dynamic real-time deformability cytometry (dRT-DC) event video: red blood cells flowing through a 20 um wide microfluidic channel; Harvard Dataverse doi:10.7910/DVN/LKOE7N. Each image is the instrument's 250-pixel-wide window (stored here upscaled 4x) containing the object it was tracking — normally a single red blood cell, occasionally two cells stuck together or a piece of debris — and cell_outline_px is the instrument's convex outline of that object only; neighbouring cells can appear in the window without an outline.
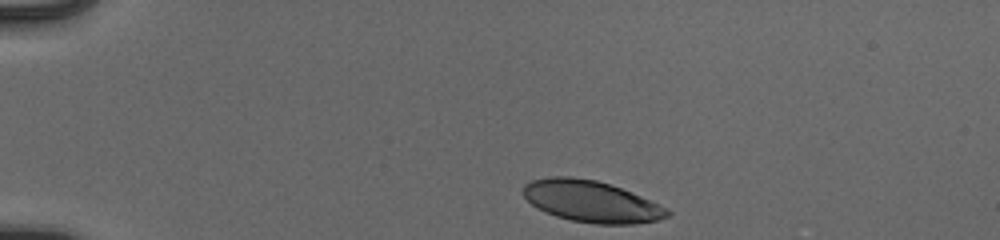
{"species": "human", "species_latin": "Homo sapiens", "temperature_condition": "cold", "stored_images_in_passage": 37, "camera_frame_rate_fps": 3000, "um_per_image_px": 0.085, "donor": {"sex": "male"}, "frame": {"image": 1, "passage_image": 1, "time_ms": 0.0, "image_size_px": [1000, 240], "cell_outline_px": [[672, 212], [668, 216], [660, 220], [632, 224], [596, 224], [572, 220], [556, 216], [532, 204], [524, 196], [524, 184], [532, 180], [552, 176], [568, 176], [596, 180], [632, 192], [668, 208]], "centroid_in_image_um": [50.3, 17.12], "position_along_channel_um": 34.7, "area_um2": 34.56}}
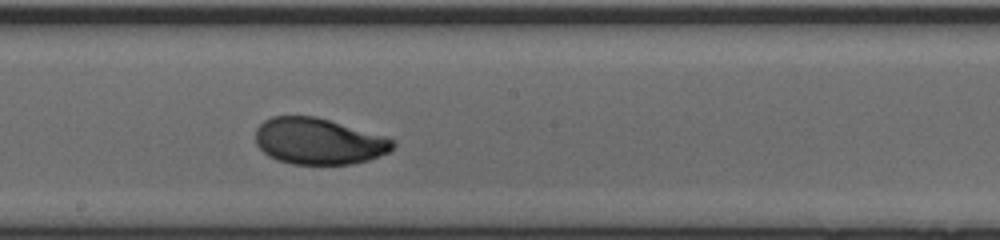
{"frame": {"image": 2, "passage_image": 21, "time_ms": 6.667, "image_size_px": [1000, 240], "cell_outline_px": [[396, 144], [388, 152], [368, 160], [352, 164], [292, 164], [276, 160], [268, 156], [256, 144], [256, 128], [264, 120], [272, 116], [316, 116], [384, 136], [396, 140]], "centroid_in_image_um": [27.06, 12.01], "position_along_channel_um": 221.1, "area_um2": 37.05}}
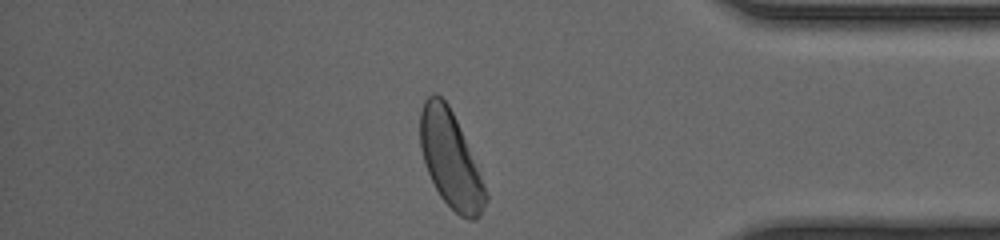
{"frame": {"image": 3, "passage_image": 36, "time_ms": 11.667, "image_size_px": [1000, 240], "cell_outline_px": [[488, 200], [480, 216], [472, 220], [468, 220], [460, 216], [440, 196], [424, 164], [420, 148], [420, 112], [424, 100], [432, 92], [436, 92], [448, 104], [456, 120], [480, 176], [488, 196]], "centroid_in_image_um": [38.26, 13.55], "position_along_channel_um": 396.9, "area_um2": 36.01}, "authors_computed_cell_mechanics": {"area_um2": 37.281, "velocity_mm_per_s": 3.8973, "shape_relaxation_time_tau1_ms": 2.2707, "shape_relaxation_time_tau2_ms": 0.7394, "deformation_change_tau1": 0.1391, "deformation_change_tau2": 0.0441}}